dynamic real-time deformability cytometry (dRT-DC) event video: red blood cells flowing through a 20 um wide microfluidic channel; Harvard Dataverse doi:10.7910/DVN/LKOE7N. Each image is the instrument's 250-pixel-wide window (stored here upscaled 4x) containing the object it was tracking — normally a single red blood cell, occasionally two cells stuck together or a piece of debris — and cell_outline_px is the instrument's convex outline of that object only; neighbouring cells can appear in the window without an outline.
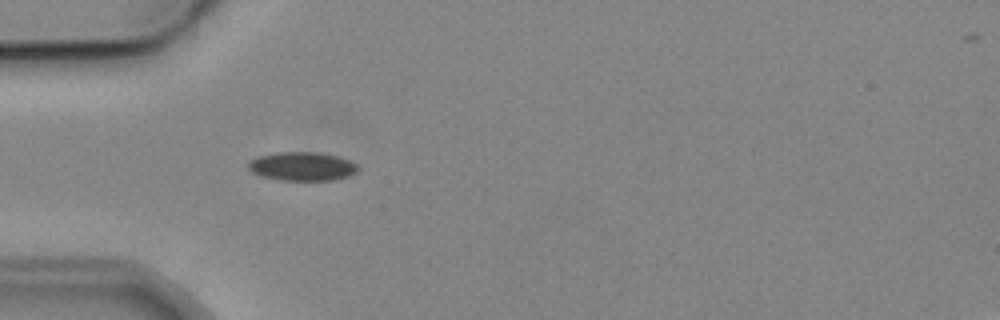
{"species": "common noctule bat (a hibernating species)", "species_latin": "Nyctalus noctula", "temperature_condition": "cold", "stored_images_in_passage": 1, "camera_frame_rate_fps": 3000, "um_per_image_px": 0.085, "animal": {"sex": "male", "body_mass_g": 19.2, "forearm_length_mm": 51.8}, "frame": {"image": 1, "passage_image": 1, "time_ms": 0.0, "image_size_px": [1000, 320], "cell_outline_px": [[360, 168], [356, 172], [348, 176], [332, 180], [276, 180], [260, 176], [252, 172], [248, 168], [248, 164], [256, 156], [280, 152], [316, 152], [336, 156], [348, 160], [356, 164]], "centroid_in_image_um": [25.66, 14.15], "position_along_channel_um": 59.3, "area_um2": 18.32}}